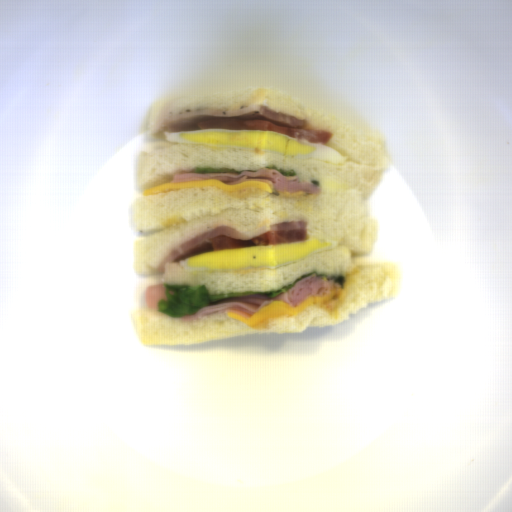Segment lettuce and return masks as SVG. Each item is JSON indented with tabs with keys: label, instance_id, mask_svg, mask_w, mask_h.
Segmentation results:
<instances>
[{
	"label": "lettuce",
	"instance_id": "obj_3",
	"mask_svg": "<svg viewBox=\"0 0 512 512\" xmlns=\"http://www.w3.org/2000/svg\"><path fill=\"white\" fill-rule=\"evenodd\" d=\"M266 169H275L276 171H278L279 173L287 176V177H293V176H297L298 172H295L294 169H281L277 166H275L274 164L273 165H270V166H265Z\"/></svg>",
	"mask_w": 512,
	"mask_h": 512
},
{
	"label": "lettuce",
	"instance_id": "obj_2",
	"mask_svg": "<svg viewBox=\"0 0 512 512\" xmlns=\"http://www.w3.org/2000/svg\"><path fill=\"white\" fill-rule=\"evenodd\" d=\"M195 173H205V174H217V173H236L241 174L243 171L229 169V168H209V167H196L194 169Z\"/></svg>",
	"mask_w": 512,
	"mask_h": 512
},
{
	"label": "lettuce",
	"instance_id": "obj_1",
	"mask_svg": "<svg viewBox=\"0 0 512 512\" xmlns=\"http://www.w3.org/2000/svg\"><path fill=\"white\" fill-rule=\"evenodd\" d=\"M316 275V277H325L326 279L338 282L344 289L346 277L341 272L339 275H325L316 270L304 274L295 279L292 283L279 288L271 289L270 291H244L241 293H226V294H208L206 285H187V284H166L163 282L167 299H159L157 302V311L161 314L169 315L173 318L183 317L185 315H196L197 312L205 306L212 305L219 301L242 297L247 295H265L269 298H274L295 285L302 279L309 276Z\"/></svg>",
	"mask_w": 512,
	"mask_h": 512
}]
</instances>
